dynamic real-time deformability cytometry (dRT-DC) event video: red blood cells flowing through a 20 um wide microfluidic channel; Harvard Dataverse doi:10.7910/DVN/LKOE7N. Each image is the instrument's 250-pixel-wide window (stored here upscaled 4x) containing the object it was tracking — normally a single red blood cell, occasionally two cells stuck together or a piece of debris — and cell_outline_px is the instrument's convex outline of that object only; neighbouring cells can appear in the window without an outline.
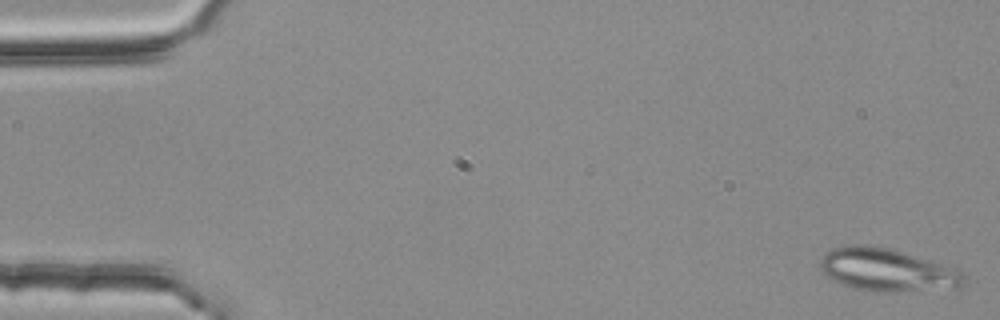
{"species": "common noctule bat (a hibernating species)", "species_latin": "Nyctalus noctula", "temperature_condition": "room temperature", "stored_images_in_passage": 4, "camera_frame_rate_fps": 3000, "um_per_image_px": 0.085, "animal": {"sex": "female", "body_mass_g": 25.1}, "frame": {"image": 1, "passage_image": 1, "time_ms": 0.0, "image_size_px": [1000, 320], "cell_outline_px": [[968, 276], [964, 284], [956, 288], [908, 292], [884, 292], [852, 288], [828, 276], [820, 268], [820, 260], [828, 252], [836, 248], [852, 244], [864, 244], [888, 248], [956, 268]], "centroid_in_image_um": [75.48, 22.97], "position_along_channel_um": 9.5, "area_um2": 35.66}}